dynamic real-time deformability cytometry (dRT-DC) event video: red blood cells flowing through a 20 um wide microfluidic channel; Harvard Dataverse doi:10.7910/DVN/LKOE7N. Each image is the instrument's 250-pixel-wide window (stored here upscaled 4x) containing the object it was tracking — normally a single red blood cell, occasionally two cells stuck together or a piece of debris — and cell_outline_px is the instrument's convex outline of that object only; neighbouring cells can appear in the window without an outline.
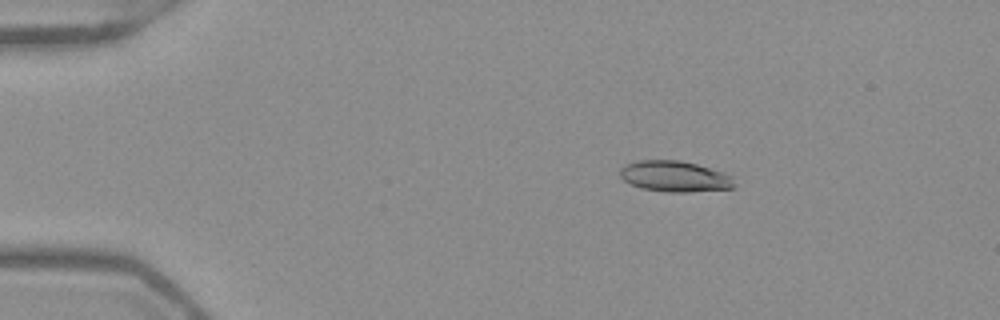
{"species": "Egyptian fruit bat (a non-hibernating species)", "species_latin": "Rousettus aegyptiacus", "temperature_condition": "warm", "stored_images_in_passage": 44, "camera_frame_rate_fps": 3000, "um_per_image_px": 0.085, "frame": {"image": 1, "passage_image": 1, "time_ms": 0.0, "image_size_px": [1000, 320], "cell_outline_px": [[732, 188], [688, 192], [668, 192], [640, 188], [624, 180], [620, 176], [620, 168], [636, 160], [680, 160], [696, 164], [724, 172], [732, 176]], "centroid_in_image_um": [57.32, 14.99], "position_along_channel_um": 27.7, "area_um2": 20.4}}
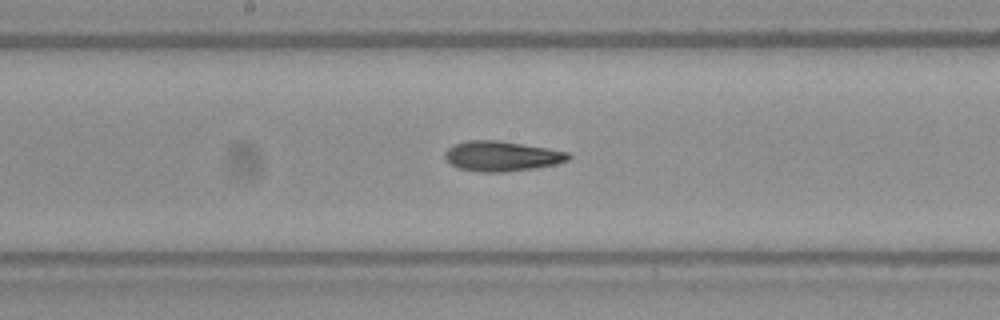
{"frame": {"image": 2, "passage_image": 20, "time_ms": 6.333, "image_size_px": [1000, 320], "cell_outline_px": [[572, 156], [568, 160], [556, 164], [536, 168], [504, 172], [480, 172], [456, 168], [444, 156], [444, 152], [452, 144], [464, 140], [500, 140], [548, 148], [568, 152]], "centroid_in_image_um": [42.63, 13.26], "position_along_channel_um": 205.6, "area_um2": 21.91}}
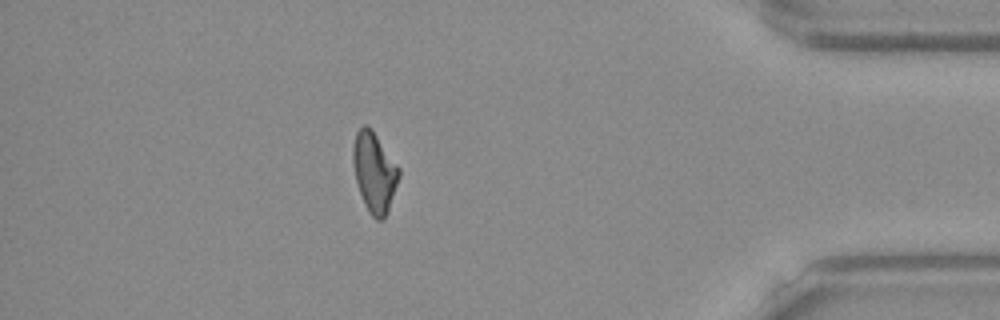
{"frame": {"image": 3, "passage_image": 38, "time_ms": 12.333, "image_size_px": [1000, 320], "cell_outline_px": [[400, 176], [388, 212], [384, 220], [376, 220], [368, 212], [364, 204], [356, 180], [352, 160], [352, 148], [356, 132], [364, 124], [368, 124], [372, 128], [400, 168]], "centroid_in_image_um": [31.83, 14.63], "position_along_channel_um": 403.4, "area_um2": 21.68}, "authors_computed_cell_mechanics": {"area_um2": 21.3571, "velocity_mm_per_s": 3.9543, "shape_relaxation_time_tau1_ms": 9.5454, "shape_relaxation_time_tau2_ms": 3.732, "deformation_change_tau1": 0.2281, "deformation_change_tau2": 0.124}}